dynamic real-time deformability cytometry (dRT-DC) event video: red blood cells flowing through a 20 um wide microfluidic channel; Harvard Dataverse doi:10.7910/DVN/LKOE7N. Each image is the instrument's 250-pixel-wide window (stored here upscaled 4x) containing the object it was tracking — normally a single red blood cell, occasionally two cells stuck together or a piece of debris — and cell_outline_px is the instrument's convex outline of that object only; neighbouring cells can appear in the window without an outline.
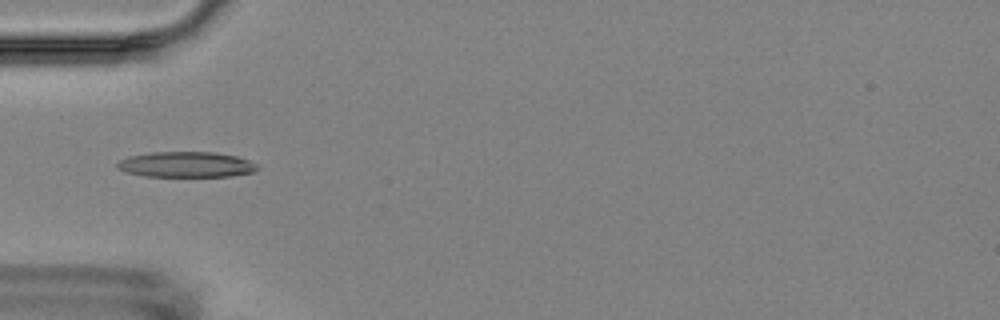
{"species": "Egyptian fruit bat (a non-hibernating species)", "species_latin": "Rousettus aegyptiacus", "temperature_condition": "room temperature", "stored_images_in_passage": 16, "camera_frame_rate_fps": 3000, "um_per_image_px": 0.085, "animal": {"sex": "female"}, "frame": {"image": 1, "passage_image": 6, "time_ms": 5.667, "image_size_px": [1000, 320], "cell_outline_px": [[260, 168], [252, 172], [232, 176], [144, 176], [124, 172], [116, 168], [116, 164], [120, 160], [128, 156], [152, 152], [216, 152], [236, 156], [248, 160], [256, 164]], "centroid_in_image_um": [15.8, 13.98], "position_along_channel_um": 69.2, "area_um2": 20.92}}
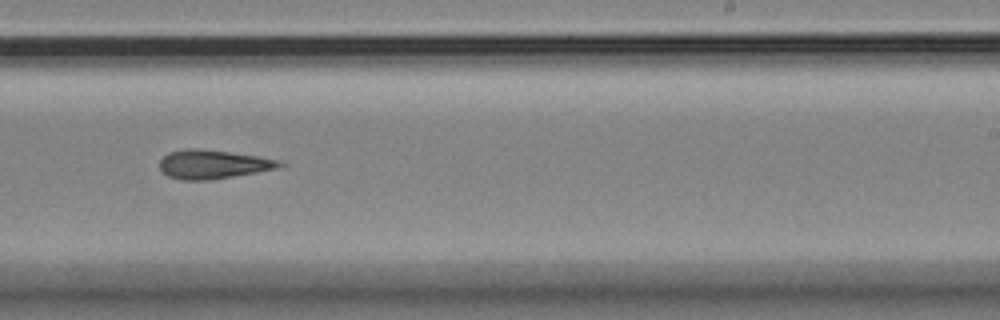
{"frame": {"image": 2, "passage_image": 11, "time_ms": 11.333, "image_size_px": [1000, 320], "cell_outline_px": [[288, 164], [276, 168], [256, 172], [212, 180], [180, 180], [168, 176], [160, 168], [160, 160], [168, 152], [184, 148], [196, 148], [228, 152], [284, 160]], "centroid_in_image_um": [18.12, 13.96], "position_along_channel_um": 270.9, "area_um2": 20.23}}
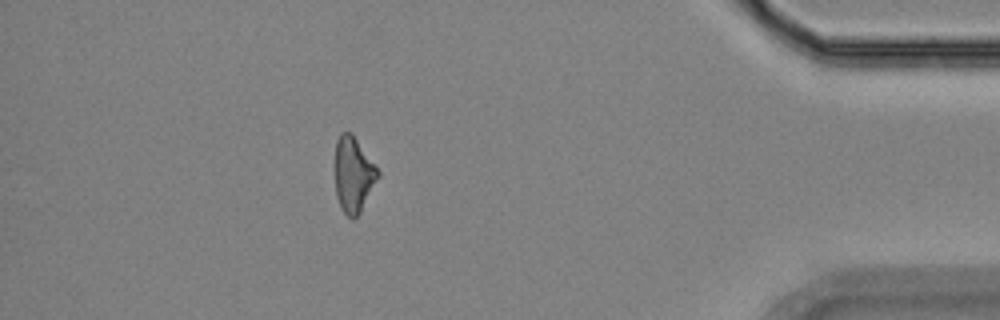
{"frame": {"image": 3, "passage_image": 15, "time_ms": 16.333, "image_size_px": [1000, 320], "cell_outline_px": [[380, 176], [360, 212], [352, 220], [340, 208], [336, 196], [336, 140], [340, 132], [352, 132], [380, 172]], "centroid_in_image_um": [30.05, 14.83], "position_along_channel_um": 405.2, "area_um2": 18.79}}